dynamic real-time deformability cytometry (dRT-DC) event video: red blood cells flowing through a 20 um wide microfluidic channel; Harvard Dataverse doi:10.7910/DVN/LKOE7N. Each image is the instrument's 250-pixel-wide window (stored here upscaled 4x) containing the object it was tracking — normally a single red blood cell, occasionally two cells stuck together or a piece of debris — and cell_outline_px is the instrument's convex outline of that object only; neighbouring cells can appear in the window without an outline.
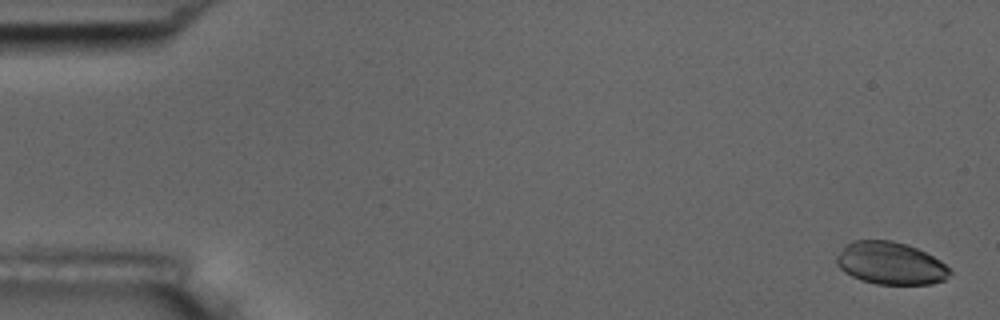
{"species": "common noctule bat (a hibernating species)", "species_latin": "Nyctalus noctula", "temperature_condition": "room temperature", "stored_images_in_passage": 6, "camera_frame_rate_fps": 3000, "um_per_image_px": 0.085, "animal": {"sex": "male", "body_mass_g": 17.5, "forearm_length_mm": 52.3}, "frame": {"image": 1, "passage_image": 1, "time_ms": 0.0, "image_size_px": [1000, 320], "cell_outline_px": [[952, 272], [944, 280], [932, 284], [876, 284], [860, 280], [844, 272], [836, 264], [836, 256], [844, 244], [852, 240], [892, 240], [916, 248], [940, 260], [952, 268]], "centroid_in_image_um": [75.68, 22.38], "position_along_channel_um": 9.3, "area_um2": 28.26}}
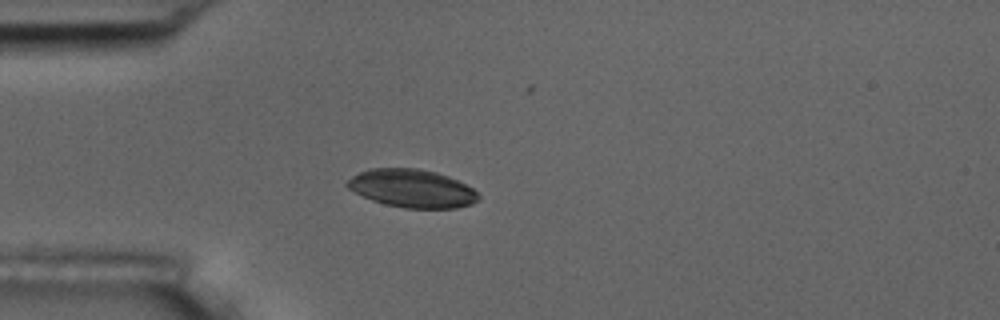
{"frame": {"image": 2, "passage_image": 5, "time_ms": 4.667, "image_size_px": [1000, 320], "cell_outline_px": [[480, 200], [472, 204], [456, 208], [404, 208], [384, 204], [372, 200], [348, 188], [344, 184], [352, 176], [360, 172], [372, 168], [416, 168], [436, 172], [448, 176], [472, 188], [480, 196]], "centroid_in_image_um": [35.03, 16.02], "position_along_channel_um": 50.0, "area_um2": 29.02}}